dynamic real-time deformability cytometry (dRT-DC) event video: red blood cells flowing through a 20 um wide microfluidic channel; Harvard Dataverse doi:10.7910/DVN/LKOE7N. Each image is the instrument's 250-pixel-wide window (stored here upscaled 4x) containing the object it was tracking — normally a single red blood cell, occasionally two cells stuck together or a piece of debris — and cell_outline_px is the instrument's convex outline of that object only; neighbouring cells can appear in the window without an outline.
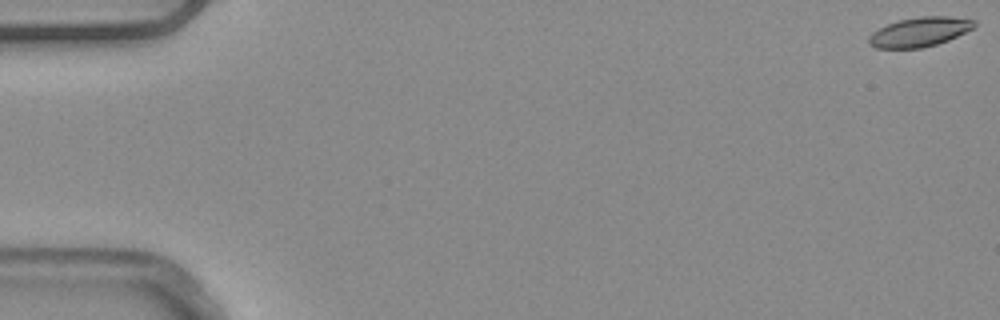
{"species": "common noctule bat (a hibernating species)", "species_latin": "Nyctalus noctula", "temperature_condition": "warm", "stored_images_in_passage": 53, "camera_frame_rate_fps": 3000, "um_per_image_px": 0.085, "animal": {"sex": "male", "body_mass_g": 20.4}, "frame": {"image": 1, "passage_image": 1, "time_ms": 0.0, "image_size_px": [1000, 320], "cell_outline_px": [[976, 24], [972, 28], [948, 40], [936, 44], [920, 48], [876, 48], [868, 44], [868, 36], [872, 32], [888, 24], [900, 20], [920, 16], [948, 16], [976, 20]], "centroid_in_image_um": [78.14, 2.71], "position_along_channel_um": 6.9, "area_um2": 17.92}}
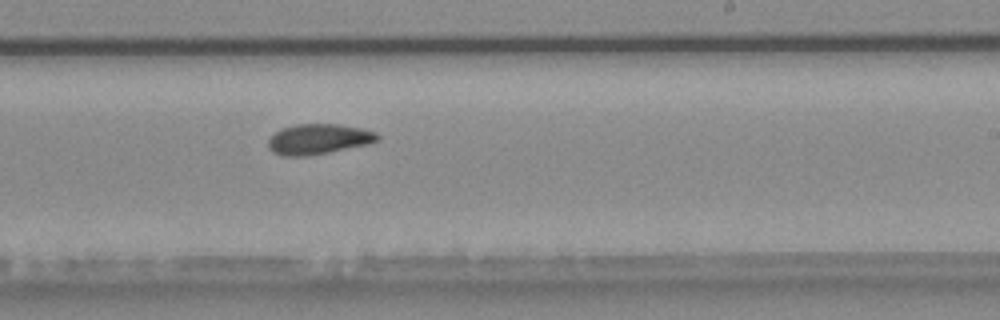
{"frame": {"image": 2, "passage_image": 33, "time_ms": 10.667, "image_size_px": [1000, 320], "cell_outline_px": [[380, 140], [368, 144], [328, 152], [304, 156], [280, 156], [272, 152], [268, 148], [268, 140], [276, 132], [284, 128], [296, 124], [336, 124], [360, 128], [376, 132], [380, 136]], "centroid_in_image_um": [27.07, 11.83], "position_along_channel_um": 261.9, "area_um2": 19.19}}
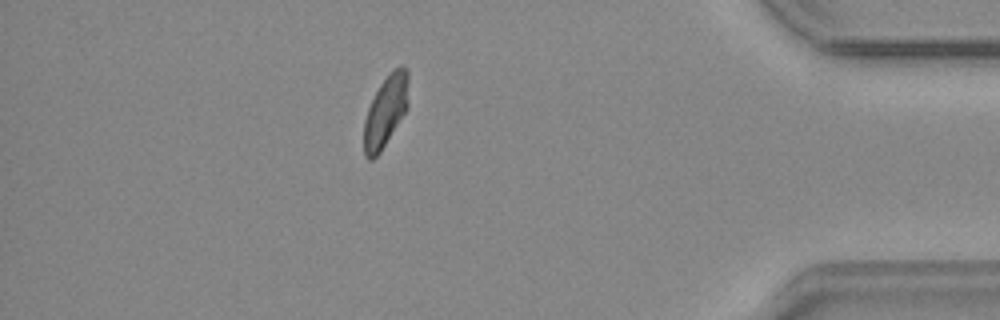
{"frame": {"image": 3, "passage_image": 47, "time_ms": 15.333, "image_size_px": [1000, 320], "cell_outline_px": [[408, 108], [380, 152], [372, 160], [368, 160], [364, 156], [364, 120], [368, 108], [380, 84], [392, 68], [400, 64], [404, 64], [408, 68]], "centroid_in_image_um": [32.8, 9.4], "position_along_channel_um": 402.4, "area_um2": 18.73}, "authors_computed_cell_mechanics": {"area_um2": 18.8428, "velocity_mm_per_s": 3.8691, "shape_relaxation_time_tau1_ms": 5.4095, "shape_relaxation_time_tau2_ms": 4.123, "deformation_change_tau1": 0.1405, "deformation_change_tau2": 0.1015}}